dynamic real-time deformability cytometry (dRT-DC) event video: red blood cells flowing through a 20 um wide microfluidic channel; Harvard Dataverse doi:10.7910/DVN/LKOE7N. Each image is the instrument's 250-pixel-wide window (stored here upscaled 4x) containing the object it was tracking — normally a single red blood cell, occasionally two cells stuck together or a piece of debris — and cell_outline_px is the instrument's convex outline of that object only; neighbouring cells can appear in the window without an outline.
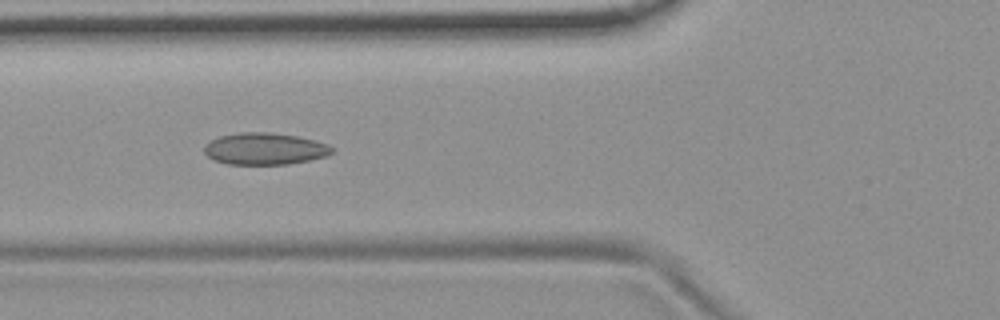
{"species": "common noctule bat (a hibernating species)", "species_latin": "Nyctalus noctula", "temperature_condition": "room temperature", "stored_images_in_passage": 46, "camera_frame_rate_fps": 3000, "um_per_image_px": 0.085, "animal": {"sex": "female", "body_mass_g": 19.9}, "frame": {"image": 1, "passage_image": 12, "time_ms": 3.667, "image_size_px": [1000, 320], "cell_outline_px": [[336, 148], [332, 152], [324, 156], [308, 160], [288, 164], [228, 164], [212, 160], [204, 152], [204, 144], [220, 136], [240, 132], [268, 132], [296, 136], [316, 140], [328, 144]], "centroid_in_image_um": [22.49, 12.64], "position_along_channel_um": 103.3, "area_um2": 23.7}}
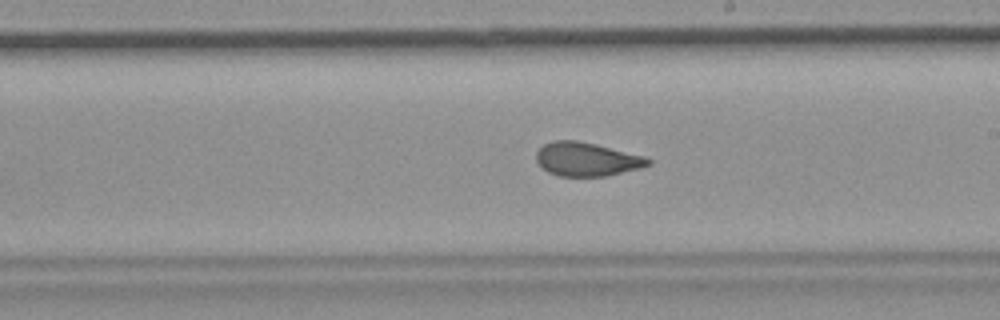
{"frame": {"image": 2, "passage_image": 23, "time_ms": 7.333, "image_size_px": [1000, 320], "cell_outline_px": [[652, 164], [640, 168], [608, 176], [560, 176], [548, 172], [536, 160], [536, 152], [544, 144], [556, 140], [576, 140], [596, 144], [648, 156], [652, 160]], "centroid_in_image_um": [49.94, 13.53], "position_along_channel_um": 239.1, "area_um2": 22.14}}
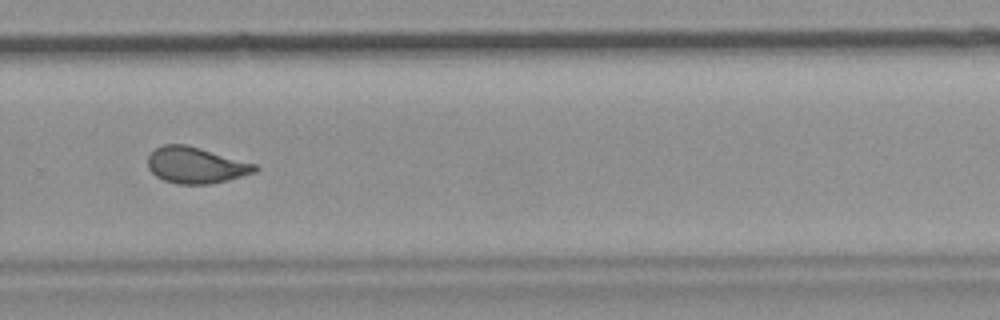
{"frame": {"image": 3, "passage_image": 29, "time_ms": 9.333, "image_size_px": [1000, 320], "cell_outline_px": [[260, 168], [256, 172], [228, 180], [208, 184], [176, 184], [164, 180], [156, 176], [148, 168], [148, 156], [156, 148], [164, 144], [184, 144], [200, 148], [256, 164]], "centroid_in_image_um": [16.65, 14.05], "position_along_channel_um": 313.2, "area_um2": 22.54}}